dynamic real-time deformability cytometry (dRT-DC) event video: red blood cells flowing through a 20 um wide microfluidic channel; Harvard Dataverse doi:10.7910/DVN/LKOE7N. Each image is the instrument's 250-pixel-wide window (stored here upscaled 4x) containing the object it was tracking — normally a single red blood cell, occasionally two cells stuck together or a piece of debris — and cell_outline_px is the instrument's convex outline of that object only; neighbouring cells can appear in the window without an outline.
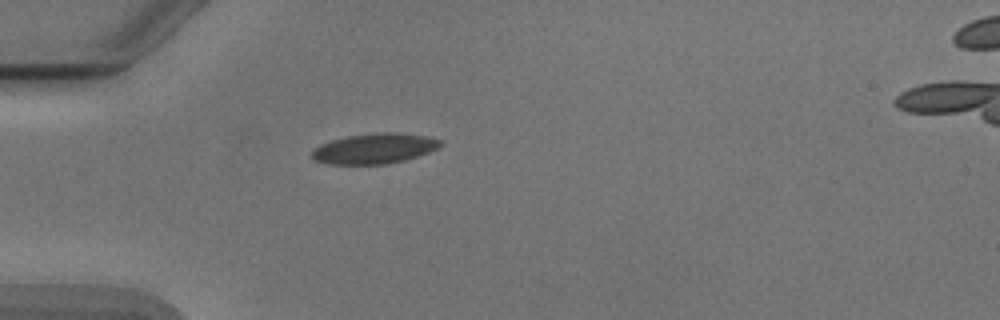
{"species": "Egyptian fruit bat (a non-hibernating species)", "species_latin": "Rousettus aegyptiacus", "temperature_condition": "cold", "stored_images_in_passage": 38, "camera_frame_rate_fps": 3000, "um_per_image_px": 0.085, "animal": {"sex": "male"}, "frame": {"image": 1, "passage_image": 1, "time_ms": 0.0, "image_size_px": [1000, 320], "cell_outline_px": [[444, 144], [440, 148], [404, 160], [388, 164], [328, 164], [316, 160], [312, 156], [312, 152], [320, 144], [332, 140], [348, 136], [384, 132], [396, 132], [424, 136], [444, 140]], "centroid_in_image_um": [31.88, 12.62], "position_along_channel_um": 53.1, "area_um2": 22.54}}
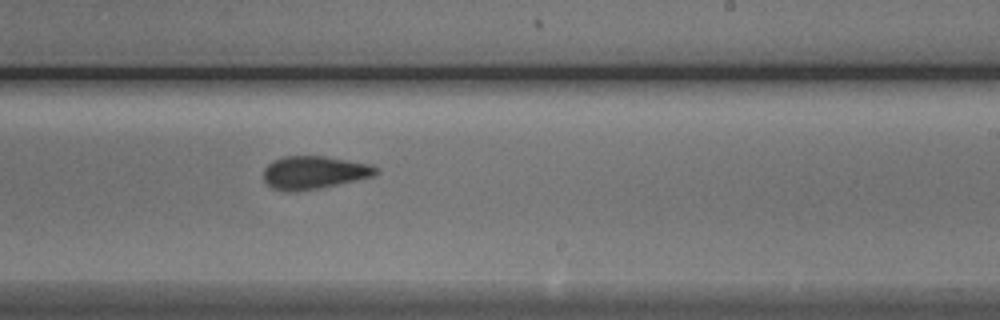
{"frame": {"image": 2, "passage_image": 18, "time_ms": 5.667, "image_size_px": [1000, 320], "cell_outline_px": [[380, 172], [376, 176], [320, 188], [296, 192], [284, 192], [272, 188], [264, 180], [264, 168], [272, 160], [284, 156], [324, 156], [372, 164], [380, 168]], "centroid_in_image_um": [26.73, 14.67], "position_along_channel_um": 262.3, "area_um2": 22.02}}
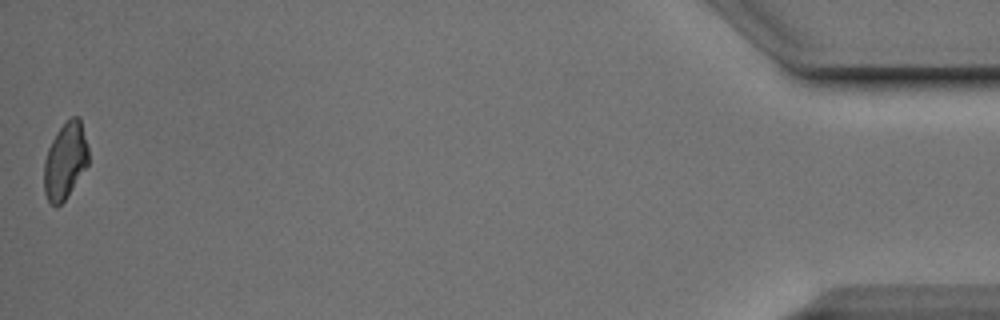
{"frame": {"image": 3, "passage_image": 38, "time_ms": 12.333, "image_size_px": [1000, 320], "cell_outline_px": [[88, 164], [64, 200], [56, 208], [48, 200], [44, 192], [44, 160], [48, 148], [56, 132], [72, 116], [80, 116], [88, 148]], "centroid_in_image_um": [5.53, 13.65], "position_along_channel_um": 429.7, "area_um2": 19.59}, "authors_computed_cell_mechanics": {"area_um2": 21.4727, "velocity_mm_per_s": 3.8932, "shape_relaxation_time_tau1_ms": null, "shape_relaxation_time_tau2_ms": 1.5653, "deformation_change_tau1": null, "deformation_change_tau2": 0.067}}